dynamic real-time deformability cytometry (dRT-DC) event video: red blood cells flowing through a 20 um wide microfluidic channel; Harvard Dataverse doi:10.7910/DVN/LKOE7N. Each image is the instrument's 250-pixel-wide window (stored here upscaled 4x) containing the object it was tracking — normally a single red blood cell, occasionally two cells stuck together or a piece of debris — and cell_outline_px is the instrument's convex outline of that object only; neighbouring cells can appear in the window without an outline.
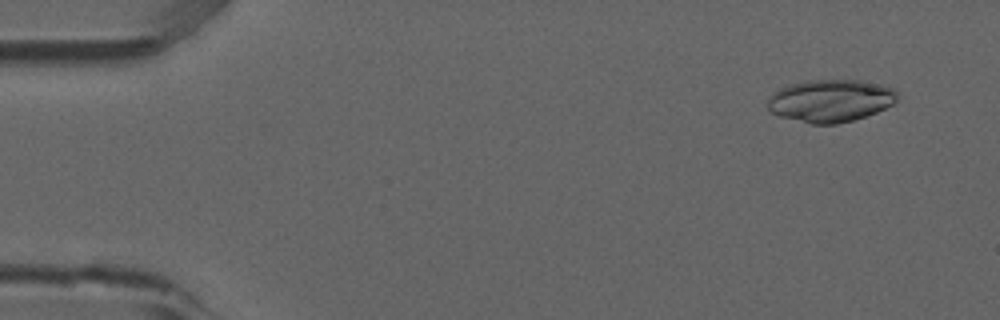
{"species": "common noctule bat (a hibernating species)", "species_latin": "Nyctalus noctula", "temperature_condition": "room temperature", "stored_images_in_passage": 4, "camera_frame_rate_fps": 3000, "um_per_image_px": 0.085, "animal": {"sex": "male", "forearm_length_mm": 52.5}, "frame": {"image": 1, "passage_image": 1, "time_ms": 0.0, "image_size_px": [1000, 320], "cell_outline_px": [[900, 96], [892, 104], [876, 112], [852, 120], [836, 124], [812, 124], [780, 116], [772, 112], [764, 104], [780, 88], [788, 84], [808, 80], [860, 80], [880, 84], [892, 88]], "centroid_in_image_um": [70.58, 8.55], "position_along_channel_um": 14.4, "area_um2": 31.96}}